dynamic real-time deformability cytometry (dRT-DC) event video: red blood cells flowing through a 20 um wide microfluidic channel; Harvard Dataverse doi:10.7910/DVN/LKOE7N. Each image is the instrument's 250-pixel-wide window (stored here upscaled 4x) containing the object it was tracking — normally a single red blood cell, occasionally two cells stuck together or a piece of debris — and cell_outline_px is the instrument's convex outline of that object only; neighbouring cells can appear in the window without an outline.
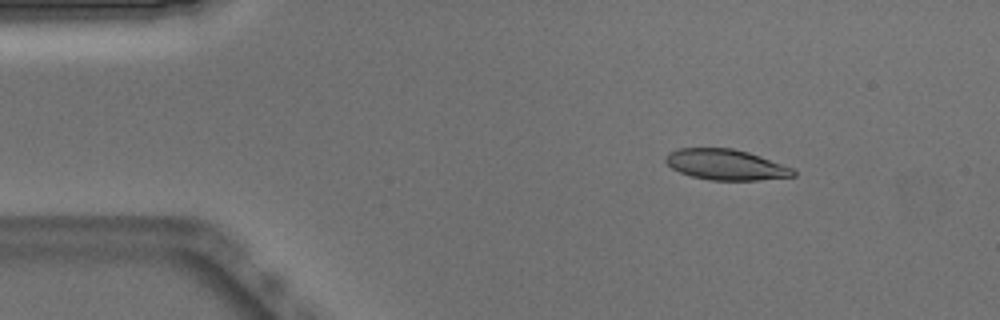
{"species": "Egyptian fruit bat (a non-hibernating species)", "species_latin": "Rousettus aegyptiacus", "temperature_condition": "warm", "stored_images_in_passage": 50, "camera_frame_rate_fps": 3000, "um_per_image_px": 0.085, "animal": {"sex": "male"}, "frame": {"image": 1, "passage_image": 6, "time_ms": 1.667, "image_size_px": [1000, 320], "cell_outline_px": [[796, 176], [760, 180], [708, 180], [692, 176], [680, 172], [672, 168], [664, 160], [668, 152], [680, 148], [732, 148], [748, 152], [760, 156], [792, 168], [796, 172]], "centroid_in_image_um": [61.69, 14.0], "position_along_channel_um": 23.3, "area_um2": 22.72}}
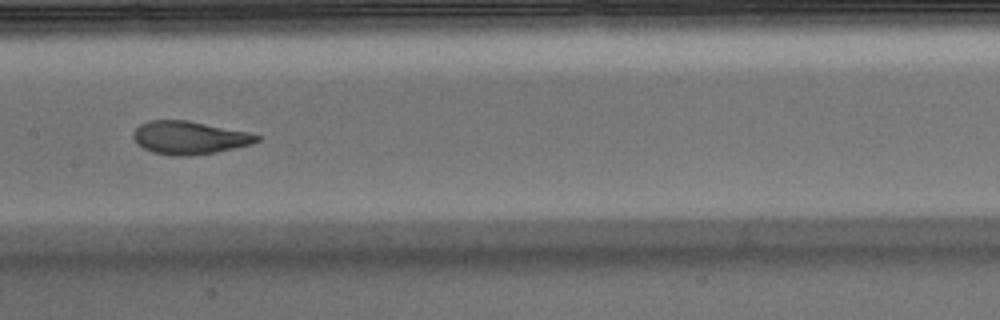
{"frame": {"image": 2, "passage_image": 24, "time_ms": 7.667, "image_size_px": [1000, 320], "cell_outline_px": [[260, 140], [252, 144], [216, 152], [188, 156], [172, 156], [152, 152], [136, 144], [132, 136], [132, 132], [140, 124], [148, 120], [188, 120], [248, 132], [260, 136]], "centroid_in_image_um": [16.06, 11.7], "position_along_channel_um": 191.3, "area_um2": 23.93}}
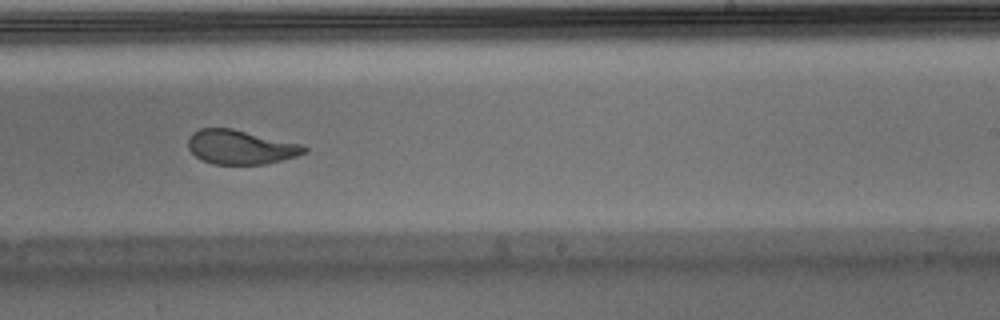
{"frame": {"image": 3, "passage_image": 30, "time_ms": 9.667, "image_size_px": [1000, 320], "cell_outline_px": [[308, 152], [296, 156], [264, 164], [212, 164], [200, 160], [188, 148], [188, 140], [192, 132], [200, 128], [232, 128], [304, 144], [308, 148]], "centroid_in_image_um": [20.46, 12.5], "position_along_channel_um": 268.5, "area_um2": 23.35}, "authors_computed_cell_mechanics": {"area_um2": 24.2182, "velocity_mm_per_s": 3.8853, "shape_relaxation_time_tau1_ms": 4.329, "shape_relaxation_time_tau2_ms": 1.1231, "deformation_change_tau1": 0.1904, "deformation_change_tau2": 0.0802}}